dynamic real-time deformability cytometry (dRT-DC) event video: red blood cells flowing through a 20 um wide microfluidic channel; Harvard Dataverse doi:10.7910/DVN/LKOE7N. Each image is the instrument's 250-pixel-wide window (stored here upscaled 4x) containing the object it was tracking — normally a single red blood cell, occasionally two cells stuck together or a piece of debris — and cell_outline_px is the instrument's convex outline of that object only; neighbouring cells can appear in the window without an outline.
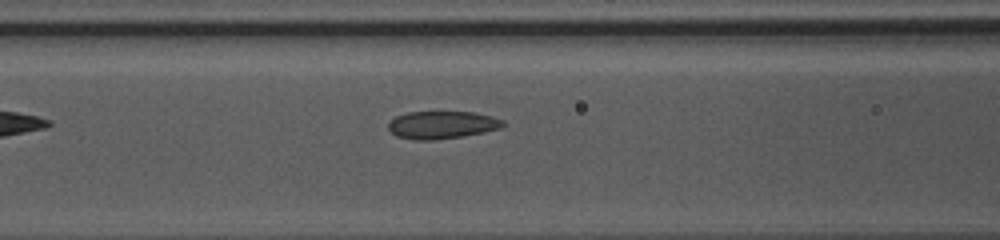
{"species": "common noctule bat (a hibernating species)", "species_latin": "Nyctalus noctula", "temperature_condition": "warm", "stored_images_in_passage": 36, "camera_frame_rate_fps": 3000, "um_per_image_px": 0.085, "animal": {"sex": "female", "body_mass_g": 10.0, "forearm_length_mm": 53.1}, "frame": {"image": 1, "passage_image": 8, "time_ms": 2.333, "image_size_px": [1000, 240], "cell_outline_px": [[504, 124], [500, 128], [484, 132], [464, 136], [432, 140], [416, 140], [396, 136], [388, 128], [388, 124], [396, 116], [408, 112], [472, 112], [492, 116], [504, 120]], "centroid_in_image_um": [37.57, 10.61], "position_along_channel_um": 129.0, "area_um2": 18.38}}
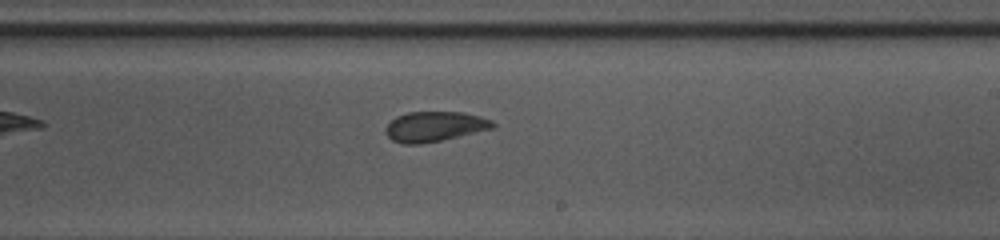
{"frame": {"image": 2, "passage_image": 17, "time_ms": 5.333, "image_size_px": [1000, 240], "cell_outline_px": [[496, 124], [492, 128], [440, 140], [420, 144], [404, 144], [392, 140], [384, 132], [384, 128], [396, 116], [408, 112], [464, 112], [480, 116], [492, 120]], "centroid_in_image_um": [36.91, 10.74], "position_along_channel_um": 252.1, "area_um2": 18.61}}
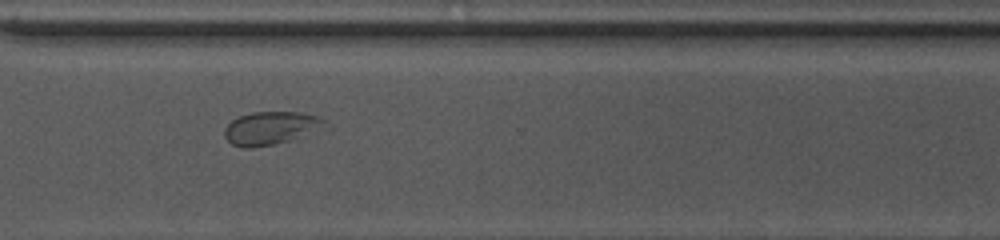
{"frame": {"image": 3, "passage_image": 24, "time_ms": 7.667, "image_size_px": [1000, 240], "cell_outline_px": [[332, 128], [288, 140], [272, 144], [252, 148], [244, 148], [232, 144], [224, 136], [224, 128], [232, 120], [240, 116], [252, 112], [300, 112], [320, 116], [328, 120]], "centroid_in_image_um": [23.15, 10.87], "position_along_channel_um": 347.5, "area_um2": 19.83}, "authors_computed_cell_mechanics": {"area_um2": 18.9584, "velocity_mm_per_s": 4.0979, "shape_relaxation_time_tau1_ms": 5.4546, "shape_relaxation_time_tau2_ms": 0.9753, "deformation_change_tau1": 0.132, "deformation_change_tau2": 0.0636}}